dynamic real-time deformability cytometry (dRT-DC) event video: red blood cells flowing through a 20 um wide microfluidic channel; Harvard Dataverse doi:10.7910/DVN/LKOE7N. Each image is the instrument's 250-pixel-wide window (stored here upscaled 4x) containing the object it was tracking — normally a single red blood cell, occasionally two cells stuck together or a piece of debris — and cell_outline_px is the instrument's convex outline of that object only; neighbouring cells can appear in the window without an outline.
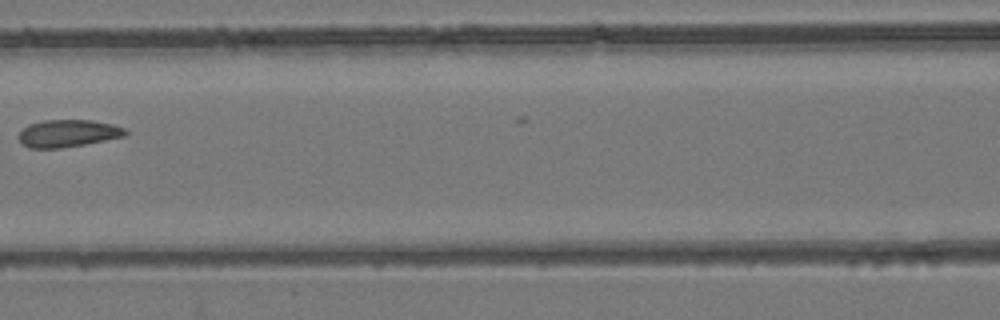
{"species": "common noctule bat (a hibernating species)", "species_latin": "Nyctalus noctula", "temperature_condition": "room temperature", "stored_images_in_passage": 7, "camera_frame_rate_fps": 3000, "um_per_image_px": 0.085, "animal": {"sex": "female", "body_mass_g": 24.6, "forearm_length_mm": 56.2}, "frame": {"image": 1, "passage_image": 7, "time_ms": 7.0, "image_size_px": [1000, 320], "cell_outline_px": [[128, 132], [124, 136], [84, 144], [60, 148], [28, 148], [16, 136], [28, 124], [44, 120], [92, 120], [112, 124], [124, 128]], "centroid_in_image_um": [5.75, 11.33], "position_along_channel_um": 160.9, "area_um2": 16.88}}